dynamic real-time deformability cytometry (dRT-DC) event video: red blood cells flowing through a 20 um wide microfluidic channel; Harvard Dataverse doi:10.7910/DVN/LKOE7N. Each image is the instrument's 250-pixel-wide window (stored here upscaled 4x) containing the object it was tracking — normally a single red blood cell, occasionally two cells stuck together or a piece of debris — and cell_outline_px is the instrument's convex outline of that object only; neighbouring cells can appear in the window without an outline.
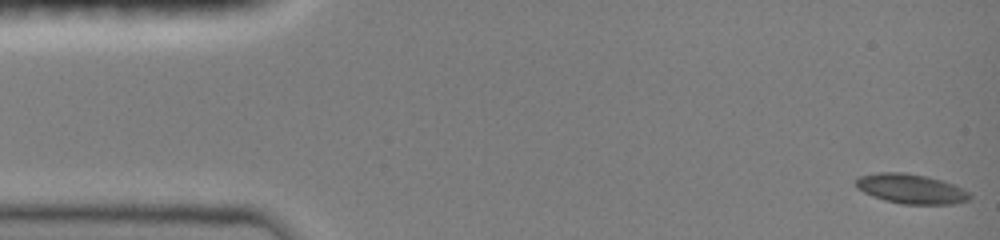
{"species": "common noctule bat (a hibernating species)", "species_latin": "Nyctalus noctula", "temperature_condition": "room temperature", "stored_images_in_passage": 48, "camera_frame_rate_fps": 3000, "um_per_image_px": 0.085, "animal": {"sex": "female", "body_mass_g": 19.0, "forearm_length_mm": 51.5}, "frame": {"image": 1, "passage_image": 1, "time_ms": 0.0, "image_size_px": [1000, 240], "cell_outline_px": [[972, 196], [968, 200], [956, 204], [904, 204], [884, 200], [872, 196], [856, 188], [856, 180], [860, 176], [876, 172], [904, 172], [924, 176], [956, 184], [968, 192]], "centroid_in_image_um": [77.44, 16.05], "position_along_channel_um": 7.6, "area_um2": 19.71}}
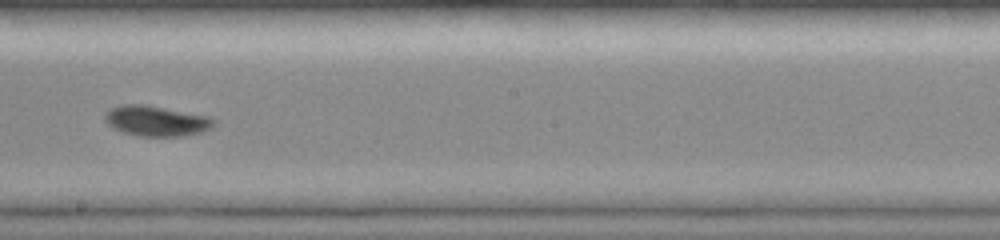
{"frame": {"image": 2, "passage_image": 27, "time_ms": 8.667, "image_size_px": [1000, 240], "cell_outline_px": [[216, 124], [212, 128], [200, 132], [184, 136], [140, 136], [124, 132], [112, 128], [104, 120], [104, 112], [108, 108], [120, 104], [148, 104], [208, 116], [216, 120]], "centroid_in_image_um": [13.26, 10.26], "position_along_channel_um": 234.9, "area_um2": 19.65}}
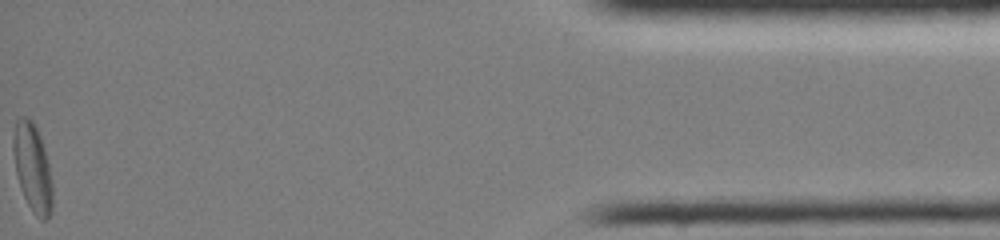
{"frame": {"image": 3, "passage_image": 48, "time_ms": 15.667, "image_size_px": [1000, 240], "cell_outline_px": [[52, 212], [48, 220], [40, 220], [32, 212], [24, 196], [16, 172], [12, 148], [12, 136], [16, 120], [20, 116], [24, 116], [32, 120], [40, 136], [44, 148], [48, 164], [52, 184]], "centroid_in_image_um": [2.76, 14.26], "position_along_channel_um": 432.4, "area_um2": 20.17}, "authors_computed_cell_mechanics": {"area_um2": 18.6405, "velocity_mm_per_s": 4.0058, "shape_relaxation_time_tau1_ms": 2.7452, "shape_relaxation_time_tau2_ms": 4.0015, "deformation_change_tau1": 0.1132, "deformation_change_tau2": 0.0484}}